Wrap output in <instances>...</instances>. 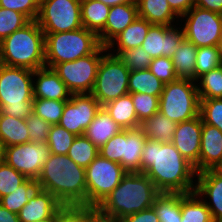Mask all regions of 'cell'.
I'll return each instance as SVG.
<instances>
[{"label": "cell", "instance_id": "cell-1", "mask_svg": "<svg viewBox=\"0 0 222 222\" xmlns=\"http://www.w3.org/2000/svg\"><path fill=\"white\" fill-rule=\"evenodd\" d=\"M141 173H145L160 193H191L197 176L195 167L175 146L147 139L141 156Z\"/></svg>", "mask_w": 222, "mask_h": 222}, {"label": "cell", "instance_id": "cell-2", "mask_svg": "<svg viewBox=\"0 0 222 222\" xmlns=\"http://www.w3.org/2000/svg\"><path fill=\"white\" fill-rule=\"evenodd\" d=\"M39 189L50 192L68 208H87L85 168L67 155L50 153L36 180Z\"/></svg>", "mask_w": 222, "mask_h": 222}, {"label": "cell", "instance_id": "cell-3", "mask_svg": "<svg viewBox=\"0 0 222 222\" xmlns=\"http://www.w3.org/2000/svg\"><path fill=\"white\" fill-rule=\"evenodd\" d=\"M159 194L153 181L145 173L127 172L96 209L103 215L121 220L152 207Z\"/></svg>", "mask_w": 222, "mask_h": 222}, {"label": "cell", "instance_id": "cell-4", "mask_svg": "<svg viewBox=\"0 0 222 222\" xmlns=\"http://www.w3.org/2000/svg\"><path fill=\"white\" fill-rule=\"evenodd\" d=\"M3 65L35 71L45 65V34L36 20L0 42Z\"/></svg>", "mask_w": 222, "mask_h": 222}, {"label": "cell", "instance_id": "cell-5", "mask_svg": "<svg viewBox=\"0 0 222 222\" xmlns=\"http://www.w3.org/2000/svg\"><path fill=\"white\" fill-rule=\"evenodd\" d=\"M33 70L3 65L0 70V111L26 119L33 113Z\"/></svg>", "mask_w": 222, "mask_h": 222}, {"label": "cell", "instance_id": "cell-6", "mask_svg": "<svg viewBox=\"0 0 222 222\" xmlns=\"http://www.w3.org/2000/svg\"><path fill=\"white\" fill-rule=\"evenodd\" d=\"M45 34V65L74 61L92 54L101 44L98 36L81 27L74 31Z\"/></svg>", "mask_w": 222, "mask_h": 222}, {"label": "cell", "instance_id": "cell-7", "mask_svg": "<svg viewBox=\"0 0 222 222\" xmlns=\"http://www.w3.org/2000/svg\"><path fill=\"white\" fill-rule=\"evenodd\" d=\"M192 79L166 83L159 97V112L176 123L199 116L200 98Z\"/></svg>", "mask_w": 222, "mask_h": 222}, {"label": "cell", "instance_id": "cell-8", "mask_svg": "<svg viewBox=\"0 0 222 222\" xmlns=\"http://www.w3.org/2000/svg\"><path fill=\"white\" fill-rule=\"evenodd\" d=\"M146 140L140 127L121 130L99 148V155L119 163L127 172H141V156Z\"/></svg>", "mask_w": 222, "mask_h": 222}, {"label": "cell", "instance_id": "cell-9", "mask_svg": "<svg viewBox=\"0 0 222 222\" xmlns=\"http://www.w3.org/2000/svg\"><path fill=\"white\" fill-rule=\"evenodd\" d=\"M126 174L119 163L98 155L85 169L87 208H97Z\"/></svg>", "mask_w": 222, "mask_h": 222}, {"label": "cell", "instance_id": "cell-10", "mask_svg": "<svg viewBox=\"0 0 222 222\" xmlns=\"http://www.w3.org/2000/svg\"><path fill=\"white\" fill-rule=\"evenodd\" d=\"M129 75L130 70L116 55H103L91 94L101 106L129 94Z\"/></svg>", "mask_w": 222, "mask_h": 222}, {"label": "cell", "instance_id": "cell-11", "mask_svg": "<svg viewBox=\"0 0 222 222\" xmlns=\"http://www.w3.org/2000/svg\"><path fill=\"white\" fill-rule=\"evenodd\" d=\"M107 51L105 46L100 45L92 54L74 61L58 63L53 67V70L72 94L91 93L103 56L102 53Z\"/></svg>", "mask_w": 222, "mask_h": 222}, {"label": "cell", "instance_id": "cell-12", "mask_svg": "<svg viewBox=\"0 0 222 222\" xmlns=\"http://www.w3.org/2000/svg\"><path fill=\"white\" fill-rule=\"evenodd\" d=\"M36 22L44 33L74 31L83 27L81 1L40 0Z\"/></svg>", "mask_w": 222, "mask_h": 222}, {"label": "cell", "instance_id": "cell-13", "mask_svg": "<svg viewBox=\"0 0 222 222\" xmlns=\"http://www.w3.org/2000/svg\"><path fill=\"white\" fill-rule=\"evenodd\" d=\"M183 32L184 38L197 48L205 46H221L222 15L193 6L186 14Z\"/></svg>", "mask_w": 222, "mask_h": 222}, {"label": "cell", "instance_id": "cell-14", "mask_svg": "<svg viewBox=\"0 0 222 222\" xmlns=\"http://www.w3.org/2000/svg\"><path fill=\"white\" fill-rule=\"evenodd\" d=\"M49 155L50 149L46 143L28 142L4 148V162L26 178L34 180L39 177Z\"/></svg>", "mask_w": 222, "mask_h": 222}, {"label": "cell", "instance_id": "cell-15", "mask_svg": "<svg viewBox=\"0 0 222 222\" xmlns=\"http://www.w3.org/2000/svg\"><path fill=\"white\" fill-rule=\"evenodd\" d=\"M101 107L91 93L72 94L58 125L76 136L84 135Z\"/></svg>", "mask_w": 222, "mask_h": 222}, {"label": "cell", "instance_id": "cell-16", "mask_svg": "<svg viewBox=\"0 0 222 222\" xmlns=\"http://www.w3.org/2000/svg\"><path fill=\"white\" fill-rule=\"evenodd\" d=\"M183 39V29L152 24L141 46L152 59L161 56L172 58Z\"/></svg>", "mask_w": 222, "mask_h": 222}, {"label": "cell", "instance_id": "cell-17", "mask_svg": "<svg viewBox=\"0 0 222 222\" xmlns=\"http://www.w3.org/2000/svg\"><path fill=\"white\" fill-rule=\"evenodd\" d=\"M201 133L202 119L199 115L191 120L177 123L171 142L180 154L194 165L197 173H199Z\"/></svg>", "mask_w": 222, "mask_h": 222}, {"label": "cell", "instance_id": "cell-18", "mask_svg": "<svg viewBox=\"0 0 222 222\" xmlns=\"http://www.w3.org/2000/svg\"><path fill=\"white\" fill-rule=\"evenodd\" d=\"M196 175L198 176V183L195 184V192L198 196L206 195L205 197L209 198L210 202L205 201V204L210 210L213 221L222 222V175L216 173L213 169Z\"/></svg>", "mask_w": 222, "mask_h": 222}, {"label": "cell", "instance_id": "cell-19", "mask_svg": "<svg viewBox=\"0 0 222 222\" xmlns=\"http://www.w3.org/2000/svg\"><path fill=\"white\" fill-rule=\"evenodd\" d=\"M138 17L136 2L112 6L104 30L98 35L102 46L107 47L113 39Z\"/></svg>", "mask_w": 222, "mask_h": 222}, {"label": "cell", "instance_id": "cell-20", "mask_svg": "<svg viewBox=\"0 0 222 222\" xmlns=\"http://www.w3.org/2000/svg\"><path fill=\"white\" fill-rule=\"evenodd\" d=\"M37 76L33 82L34 99H49L67 101L72 93L67 89L66 84L61 80L53 68L44 66L33 71Z\"/></svg>", "mask_w": 222, "mask_h": 222}, {"label": "cell", "instance_id": "cell-21", "mask_svg": "<svg viewBox=\"0 0 222 222\" xmlns=\"http://www.w3.org/2000/svg\"><path fill=\"white\" fill-rule=\"evenodd\" d=\"M63 205L50 192L37 189L18 213L20 222H34L52 217Z\"/></svg>", "mask_w": 222, "mask_h": 222}, {"label": "cell", "instance_id": "cell-22", "mask_svg": "<svg viewBox=\"0 0 222 222\" xmlns=\"http://www.w3.org/2000/svg\"><path fill=\"white\" fill-rule=\"evenodd\" d=\"M222 159V132L202 122L199 173L214 169Z\"/></svg>", "mask_w": 222, "mask_h": 222}, {"label": "cell", "instance_id": "cell-23", "mask_svg": "<svg viewBox=\"0 0 222 222\" xmlns=\"http://www.w3.org/2000/svg\"><path fill=\"white\" fill-rule=\"evenodd\" d=\"M121 130L120 126L101 107L84 135L99 149Z\"/></svg>", "mask_w": 222, "mask_h": 222}, {"label": "cell", "instance_id": "cell-24", "mask_svg": "<svg viewBox=\"0 0 222 222\" xmlns=\"http://www.w3.org/2000/svg\"><path fill=\"white\" fill-rule=\"evenodd\" d=\"M102 107L122 130L135 129L141 126L130 94L110 101Z\"/></svg>", "mask_w": 222, "mask_h": 222}, {"label": "cell", "instance_id": "cell-25", "mask_svg": "<svg viewBox=\"0 0 222 222\" xmlns=\"http://www.w3.org/2000/svg\"><path fill=\"white\" fill-rule=\"evenodd\" d=\"M138 17L151 24L172 26L179 16L171 9L167 0H136Z\"/></svg>", "mask_w": 222, "mask_h": 222}, {"label": "cell", "instance_id": "cell-26", "mask_svg": "<svg viewBox=\"0 0 222 222\" xmlns=\"http://www.w3.org/2000/svg\"><path fill=\"white\" fill-rule=\"evenodd\" d=\"M151 25L152 24L147 20L137 17L125 30L117 35L106 48L110 50L111 48H114L113 46L115 44H118L116 53L118 54L121 50H129L140 47L147 36Z\"/></svg>", "mask_w": 222, "mask_h": 222}, {"label": "cell", "instance_id": "cell-27", "mask_svg": "<svg viewBox=\"0 0 222 222\" xmlns=\"http://www.w3.org/2000/svg\"><path fill=\"white\" fill-rule=\"evenodd\" d=\"M110 8L111 7L98 0L81 1V20L83 27L98 36L104 30Z\"/></svg>", "mask_w": 222, "mask_h": 222}, {"label": "cell", "instance_id": "cell-28", "mask_svg": "<svg viewBox=\"0 0 222 222\" xmlns=\"http://www.w3.org/2000/svg\"><path fill=\"white\" fill-rule=\"evenodd\" d=\"M0 142L4 147L30 142L25 119L11 117L0 111Z\"/></svg>", "mask_w": 222, "mask_h": 222}, {"label": "cell", "instance_id": "cell-29", "mask_svg": "<svg viewBox=\"0 0 222 222\" xmlns=\"http://www.w3.org/2000/svg\"><path fill=\"white\" fill-rule=\"evenodd\" d=\"M176 127V122L168 119L160 112L146 119L140 126L147 139L161 143H170L173 141Z\"/></svg>", "mask_w": 222, "mask_h": 222}, {"label": "cell", "instance_id": "cell-30", "mask_svg": "<svg viewBox=\"0 0 222 222\" xmlns=\"http://www.w3.org/2000/svg\"><path fill=\"white\" fill-rule=\"evenodd\" d=\"M197 49L193 43L185 38L177 47L171 59L178 78L195 80Z\"/></svg>", "mask_w": 222, "mask_h": 222}, {"label": "cell", "instance_id": "cell-31", "mask_svg": "<svg viewBox=\"0 0 222 222\" xmlns=\"http://www.w3.org/2000/svg\"><path fill=\"white\" fill-rule=\"evenodd\" d=\"M165 83L159 80L148 68L131 71L128 81V91L131 93H142L160 96Z\"/></svg>", "mask_w": 222, "mask_h": 222}, {"label": "cell", "instance_id": "cell-32", "mask_svg": "<svg viewBox=\"0 0 222 222\" xmlns=\"http://www.w3.org/2000/svg\"><path fill=\"white\" fill-rule=\"evenodd\" d=\"M181 193H160L153 208L160 222H181Z\"/></svg>", "mask_w": 222, "mask_h": 222}, {"label": "cell", "instance_id": "cell-33", "mask_svg": "<svg viewBox=\"0 0 222 222\" xmlns=\"http://www.w3.org/2000/svg\"><path fill=\"white\" fill-rule=\"evenodd\" d=\"M181 216V222H214L205 200L198 199L195 191L182 194Z\"/></svg>", "mask_w": 222, "mask_h": 222}, {"label": "cell", "instance_id": "cell-34", "mask_svg": "<svg viewBox=\"0 0 222 222\" xmlns=\"http://www.w3.org/2000/svg\"><path fill=\"white\" fill-rule=\"evenodd\" d=\"M38 189L34 179L27 178L10 194L0 198V204L11 212L18 214L21 208L28 203L32 194Z\"/></svg>", "mask_w": 222, "mask_h": 222}, {"label": "cell", "instance_id": "cell-35", "mask_svg": "<svg viewBox=\"0 0 222 222\" xmlns=\"http://www.w3.org/2000/svg\"><path fill=\"white\" fill-rule=\"evenodd\" d=\"M99 155V149L85 136H76L67 152V156L77 165L87 168Z\"/></svg>", "mask_w": 222, "mask_h": 222}, {"label": "cell", "instance_id": "cell-36", "mask_svg": "<svg viewBox=\"0 0 222 222\" xmlns=\"http://www.w3.org/2000/svg\"><path fill=\"white\" fill-rule=\"evenodd\" d=\"M200 79V80H199ZM200 85L197 86L200 100L222 98V67L210 70L197 78Z\"/></svg>", "mask_w": 222, "mask_h": 222}, {"label": "cell", "instance_id": "cell-37", "mask_svg": "<svg viewBox=\"0 0 222 222\" xmlns=\"http://www.w3.org/2000/svg\"><path fill=\"white\" fill-rule=\"evenodd\" d=\"M221 61L220 46L199 47L196 53L195 81L204 73L220 67Z\"/></svg>", "mask_w": 222, "mask_h": 222}, {"label": "cell", "instance_id": "cell-38", "mask_svg": "<svg viewBox=\"0 0 222 222\" xmlns=\"http://www.w3.org/2000/svg\"><path fill=\"white\" fill-rule=\"evenodd\" d=\"M65 104L66 101L61 100L34 99L33 113L47 123L56 125L60 121Z\"/></svg>", "mask_w": 222, "mask_h": 222}, {"label": "cell", "instance_id": "cell-39", "mask_svg": "<svg viewBox=\"0 0 222 222\" xmlns=\"http://www.w3.org/2000/svg\"><path fill=\"white\" fill-rule=\"evenodd\" d=\"M75 137L76 135L70 133L58 124L51 125L46 144L50 149V153L67 155Z\"/></svg>", "mask_w": 222, "mask_h": 222}, {"label": "cell", "instance_id": "cell-40", "mask_svg": "<svg viewBox=\"0 0 222 222\" xmlns=\"http://www.w3.org/2000/svg\"><path fill=\"white\" fill-rule=\"evenodd\" d=\"M30 21L20 12L0 7V42Z\"/></svg>", "mask_w": 222, "mask_h": 222}, {"label": "cell", "instance_id": "cell-41", "mask_svg": "<svg viewBox=\"0 0 222 222\" xmlns=\"http://www.w3.org/2000/svg\"><path fill=\"white\" fill-rule=\"evenodd\" d=\"M136 115L141 124L159 112V97L142 93H131Z\"/></svg>", "mask_w": 222, "mask_h": 222}, {"label": "cell", "instance_id": "cell-42", "mask_svg": "<svg viewBox=\"0 0 222 222\" xmlns=\"http://www.w3.org/2000/svg\"><path fill=\"white\" fill-rule=\"evenodd\" d=\"M116 55L123 64L131 71L147 69L152 61L151 56L142 46L129 50H121Z\"/></svg>", "mask_w": 222, "mask_h": 222}, {"label": "cell", "instance_id": "cell-43", "mask_svg": "<svg viewBox=\"0 0 222 222\" xmlns=\"http://www.w3.org/2000/svg\"><path fill=\"white\" fill-rule=\"evenodd\" d=\"M199 115L203 123L215 126L222 132V98L200 100Z\"/></svg>", "mask_w": 222, "mask_h": 222}, {"label": "cell", "instance_id": "cell-44", "mask_svg": "<svg viewBox=\"0 0 222 222\" xmlns=\"http://www.w3.org/2000/svg\"><path fill=\"white\" fill-rule=\"evenodd\" d=\"M26 179L23 174L16 171L12 166L5 162L0 164V198L13 192Z\"/></svg>", "mask_w": 222, "mask_h": 222}, {"label": "cell", "instance_id": "cell-45", "mask_svg": "<svg viewBox=\"0 0 222 222\" xmlns=\"http://www.w3.org/2000/svg\"><path fill=\"white\" fill-rule=\"evenodd\" d=\"M29 140L35 143H46L48 140V133L51 128V124L47 123L41 117L32 113L25 119Z\"/></svg>", "mask_w": 222, "mask_h": 222}, {"label": "cell", "instance_id": "cell-46", "mask_svg": "<svg viewBox=\"0 0 222 222\" xmlns=\"http://www.w3.org/2000/svg\"><path fill=\"white\" fill-rule=\"evenodd\" d=\"M148 69L162 82L170 83L179 79L171 58L164 56L152 59Z\"/></svg>", "mask_w": 222, "mask_h": 222}, {"label": "cell", "instance_id": "cell-47", "mask_svg": "<svg viewBox=\"0 0 222 222\" xmlns=\"http://www.w3.org/2000/svg\"><path fill=\"white\" fill-rule=\"evenodd\" d=\"M40 0H0V7L14 10L26 15L30 20H36Z\"/></svg>", "mask_w": 222, "mask_h": 222}, {"label": "cell", "instance_id": "cell-48", "mask_svg": "<svg viewBox=\"0 0 222 222\" xmlns=\"http://www.w3.org/2000/svg\"><path fill=\"white\" fill-rule=\"evenodd\" d=\"M121 222H160L158 216L153 207L147 208L140 212L130 214L123 219Z\"/></svg>", "mask_w": 222, "mask_h": 222}, {"label": "cell", "instance_id": "cell-49", "mask_svg": "<svg viewBox=\"0 0 222 222\" xmlns=\"http://www.w3.org/2000/svg\"><path fill=\"white\" fill-rule=\"evenodd\" d=\"M58 222H87V208H71Z\"/></svg>", "mask_w": 222, "mask_h": 222}, {"label": "cell", "instance_id": "cell-50", "mask_svg": "<svg viewBox=\"0 0 222 222\" xmlns=\"http://www.w3.org/2000/svg\"><path fill=\"white\" fill-rule=\"evenodd\" d=\"M171 9L179 16L186 14L193 6L194 0H167Z\"/></svg>", "mask_w": 222, "mask_h": 222}, {"label": "cell", "instance_id": "cell-51", "mask_svg": "<svg viewBox=\"0 0 222 222\" xmlns=\"http://www.w3.org/2000/svg\"><path fill=\"white\" fill-rule=\"evenodd\" d=\"M194 6L222 15V0H194Z\"/></svg>", "mask_w": 222, "mask_h": 222}, {"label": "cell", "instance_id": "cell-52", "mask_svg": "<svg viewBox=\"0 0 222 222\" xmlns=\"http://www.w3.org/2000/svg\"><path fill=\"white\" fill-rule=\"evenodd\" d=\"M87 222H121L100 213L96 208H87Z\"/></svg>", "mask_w": 222, "mask_h": 222}, {"label": "cell", "instance_id": "cell-53", "mask_svg": "<svg viewBox=\"0 0 222 222\" xmlns=\"http://www.w3.org/2000/svg\"><path fill=\"white\" fill-rule=\"evenodd\" d=\"M0 222H20L18 214L9 211L0 204Z\"/></svg>", "mask_w": 222, "mask_h": 222}, {"label": "cell", "instance_id": "cell-54", "mask_svg": "<svg viewBox=\"0 0 222 222\" xmlns=\"http://www.w3.org/2000/svg\"><path fill=\"white\" fill-rule=\"evenodd\" d=\"M71 208L62 206L52 217L34 222H58Z\"/></svg>", "mask_w": 222, "mask_h": 222}, {"label": "cell", "instance_id": "cell-55", "mask_svg": "<svg viewBox=\"0 0 222 222\" xmlns=\"http://www.w3.org/2000/svg\"><path fill=\"white\" fill-rule=\"evenodd\" d=\"M98 1H101L102 3L106 4L109 7L129 2H136V0H98Z\"/></svg>", "mask_w": 222, "mask_h": 222}, {"label": "cell", "instance_id": "cell-56", "mask_svg": "<svg viewBox=\"0 0 222 222\" xmlns=\"http://www.w3.org/2000/svg\"><path fill=\"white\" fill-rule=\"evenodd\" d=\"M216 173L222 175V159L220 160V162L215 166V168L213 169Z\"/></svg>", "mask_w": 222, "mask_h": 222}, {"label": "cell", "instance_id": "cell-57", "mask_svg": "<svg viewBox=\"0 0 222 222\" xmlns=\"http://www.w3.org/2000/svg\"><path fill=\"white\" fill-rule=\"evenodd\" d=\"M4 145L0 142V164L4 162Z\"/></svg>", "mask_w": 222, "mask_h": 222}, {"label": "cell", "instance_id": "cell-58", "mask_svg": "<svg viewBox=\"0 0 222 222\" xmlns=\"http://www.w3.org/2000/svg\"><path fill=\"white\" fill-rule=\"evenodd\" d=\"M2 66H3V61H2V58H1V55H0V70H1Z\"/></svg>", "mask_w": 222, "mask_h": 222}]
</instances>
